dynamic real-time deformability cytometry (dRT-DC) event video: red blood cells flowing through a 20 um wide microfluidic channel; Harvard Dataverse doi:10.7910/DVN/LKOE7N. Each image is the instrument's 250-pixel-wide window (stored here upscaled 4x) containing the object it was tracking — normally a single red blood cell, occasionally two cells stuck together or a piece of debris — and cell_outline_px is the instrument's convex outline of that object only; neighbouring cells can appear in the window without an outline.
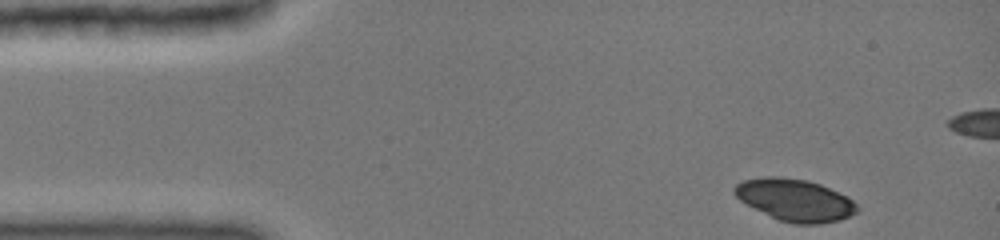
{"species": "common noctule bat (a hibernating species)", "species_latin": "Nyctalus noctula", "temperature_condition": "cold", "stored_images_in_passage": 8, "camera_frame_rate_fps": 3000, "um_per_image_px": 0.085, "animal": {"sex": "female", "body_mass_g": 19.0, "forearm_length_mm": 51.5}, "frame": {"image": 1, "passage_image": 1, "time_ms": 0.0, "image_size_px": [1000, 240], "cell_outline_px": [[860, 208], [856, 212], [840, 220], [820, 224], [792, 224], [780, 220], [740, 200], [732, 192], [732, 188], [736, 184], [744, 180], [764, 176], [780, 176], [808, 180], [820, 184], [848, 196]], "centroid_in_image_um": [67.59, 16.99], "position_along_channel_um": 17.4, "area_um2": 30.0}}